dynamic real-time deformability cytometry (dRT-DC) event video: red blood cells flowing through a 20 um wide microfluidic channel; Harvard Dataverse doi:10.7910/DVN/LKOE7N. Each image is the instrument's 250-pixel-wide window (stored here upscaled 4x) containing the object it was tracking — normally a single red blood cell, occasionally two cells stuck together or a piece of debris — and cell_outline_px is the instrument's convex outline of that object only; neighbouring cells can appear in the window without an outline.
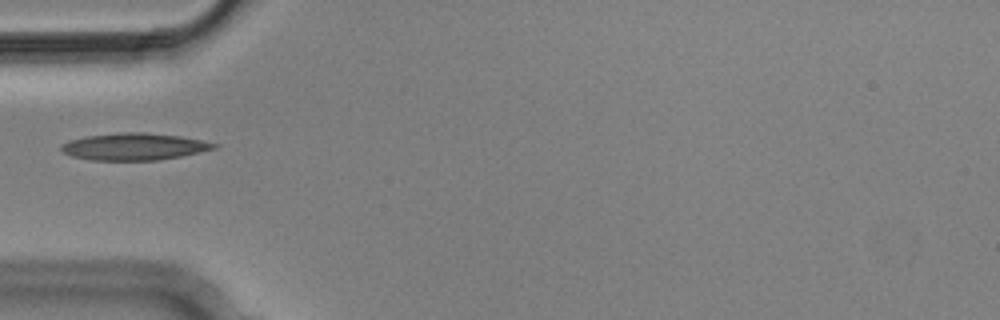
{"species": "Egyptian fruit bat (a non-hibernating species)", "species_latin": "Rousettus aegyptiacus", "temperature_condition": "cold", "stored_images_in_passage": 5, "camera_frame_rate_fps": 3000, "um_per_image_px": 0.085, "animal": {"sex": "male"}, "frame": {"image": 1, "passage_image": 5, "time_ms": 1.333, "image_size_px": [1000, 320], "cell_outline_px": [[220, 144], [216, 148], [180, 156], [156, 160], [92, 160], [72, 156], [64, 152], [60, 148], [60, 144], [68, 140], [84, 136], [120, 132], [144, 132], [180, 136]], "centroid_in_image_um": [11.36, 12.45], "position_along_channel_um": 73.6, "area_um2": 23.99}}